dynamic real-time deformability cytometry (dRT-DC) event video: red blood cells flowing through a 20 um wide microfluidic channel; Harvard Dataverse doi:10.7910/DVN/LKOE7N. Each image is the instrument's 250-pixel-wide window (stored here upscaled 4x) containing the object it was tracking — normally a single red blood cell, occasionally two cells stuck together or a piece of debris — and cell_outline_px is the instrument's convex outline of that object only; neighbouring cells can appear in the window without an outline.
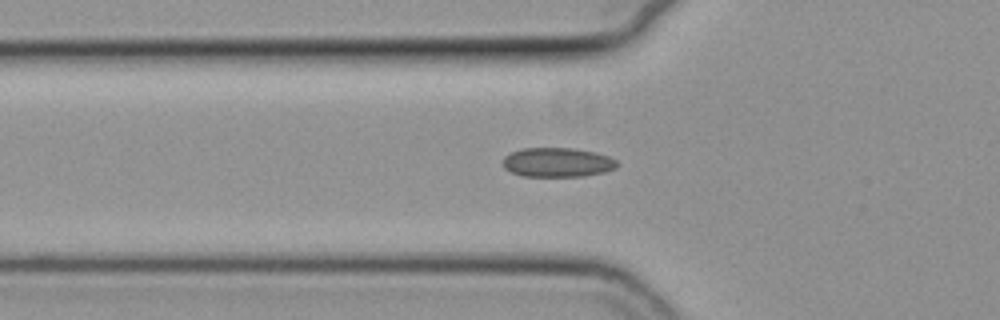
{"species": "common noctule bat (a hibernating species)", "species_latin": "Nyctalus noctula", "temperature_condition": "cold", "stored_images_in_passage": 54, "camera_frame_rate_fps": 3000, "um_per_image_px": 0.085, "animal": {"sex": "female", "body_mass_g": 19.3, "forearm_length_mm": 54.1}, "frame": {"image": 1, "passage_image": 19, "time_ms": 6.0, "image_size_px": [1000, 320], "cell_outline_px": [[620, 164], [616, 168], [604, 172], [584, 176], [524, 176], [512, 172], [504, 168], [504, 156], [520, 148], [572, 148], [596, 152], [608, 156], [616, 160]], "centroid_in_image_um": [47.41, 13.79], "position_along_channel_um": 78.4, "area_um2": 19.54}}
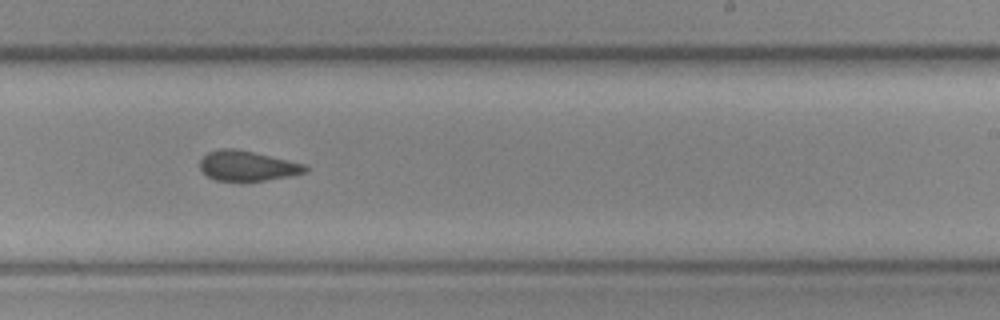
{"frame": {"image": 2, "passage_image": 34, "time_ms": 11.0, "image_size_px": [1000, 320], "cell_outline_px": [[308, 168], [304, 172], [292, 176], [264, 180], [216, 180], [208, 176], [200, 168], [200, 160], [208, 152], [220, 148], [232, 148], [252, 152], [304, 164]], "centroid_in_image_um": [21.0, 14.09], "position_along_channel_um": 268.0, "area_um2": 17.98}}
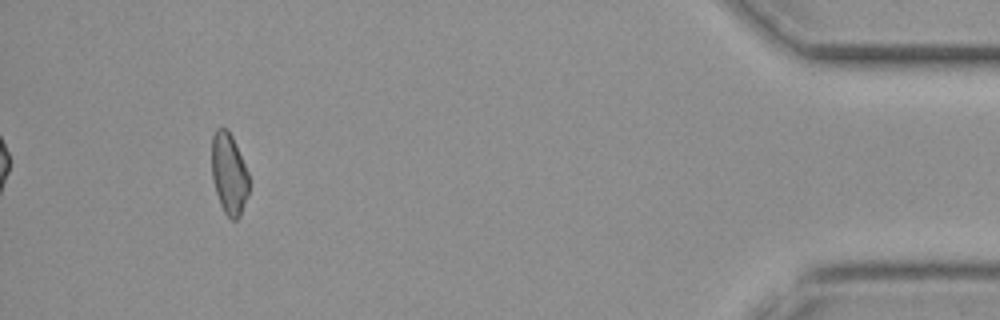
{"frame": {"image": 3, "passage_image": 51, "time_ms": 16.667, "image_size_px": [1000, 320], "cell_outline_px": [[248, 196], [240, 216], [236, 220], [232, 220], [224, 212], [220, 204], [212, 180], [212, 136], [216, 128], [228, 128], [232, 136], [248, 172]], "centroid_in_image_um": [19.46, 14.77], "position_along_channel_um": 415.7, "area_um2": 17.63}, "authors_computed_cell_mechanics": {"area_um2": 19.1607, "velocity_mm_per_s": 3.7886, "shape_relaxation_time_tau1_ms": null, "shape_relaxation_time_tau2_ms": 3.469, "deformation_change_tau1": null, "deformation_change_tau2": 0.083}}